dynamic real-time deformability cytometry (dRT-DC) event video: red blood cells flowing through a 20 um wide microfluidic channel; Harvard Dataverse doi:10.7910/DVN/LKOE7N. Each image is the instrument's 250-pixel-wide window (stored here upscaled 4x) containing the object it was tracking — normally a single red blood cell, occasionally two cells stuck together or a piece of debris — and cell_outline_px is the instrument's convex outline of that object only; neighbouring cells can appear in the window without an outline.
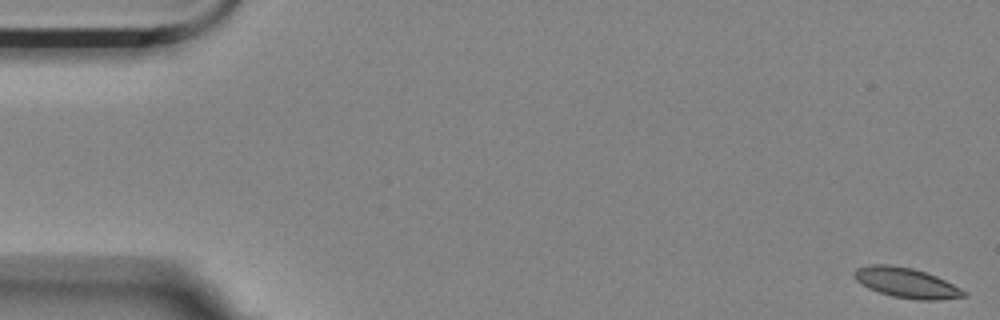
{"species": "Egyptian fruit bat (a non-hibernating species)", "species_latin": "Rousettus aegyptiacus", "temperature_condition": "room temperature", "stored_images_in_passage": 57, "camera_frame_rate_fps": 3000, "um_per_image_px": 0.085, "animal": {"sex": "female"}, "frame": {"image": 1, "passage_image": 1, "time_ms": 0.0, "image_size_px": [1000, 320], "cell_outline_px": [[968, 296], [936, 300], [916, 300], [892, 296], [868, 288], [856, 280], [852, 276], [852, 272], [856, 268], [868, 264], [888, 264], [912, 268], [936, 276], [968, 292]], "centroid_in_image_um": [77.01, 24.03], "position_along_channel_um": 8.0, "area_um2": 19.25}}
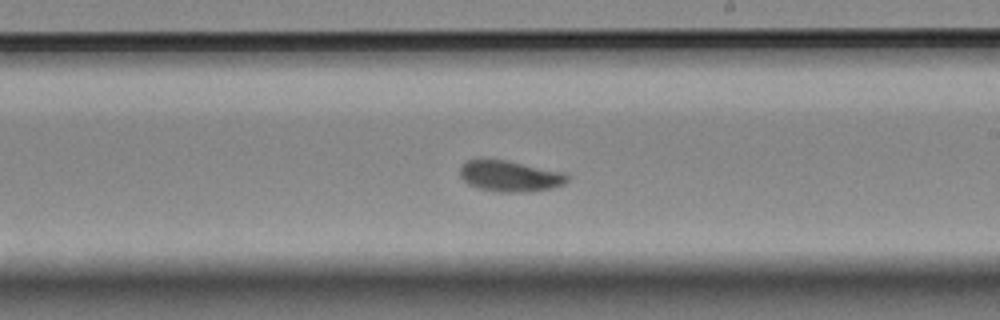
{"frame": {"image": 2, "passage_image": 33, "time_ms": 10.667, "image_size_px": [1000, 320], "cell_outline_px": [[572, 176], [564, 184], [552, 188], [524, 192], [496, 192], [480, 188], [468, 184], [460, 176], [460, 168], [468, 160], [480, 156], [508, 160], [568, 172]], "centroid_in_image_um": [43.38, 14.92], "position_along_channel_um": 245.6, "area_um2": 20.17}}
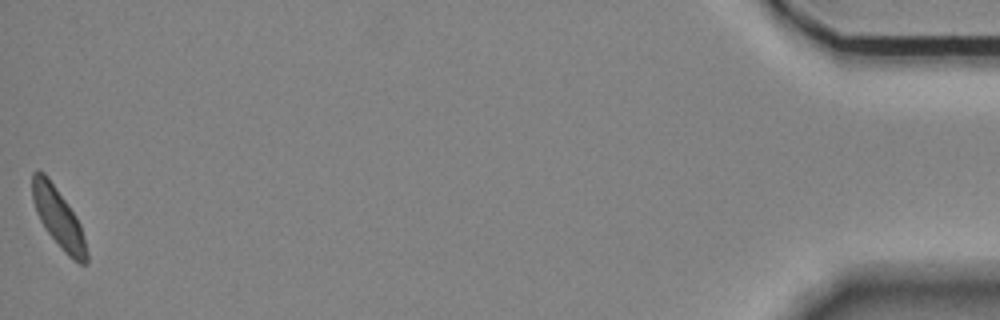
{"frame": {"image": 3, "passage_image": 57, "time_ms": 18.667, "image_size_px": [1000, 320], "cell_outline_px": [[88, 264], [80, 264], [72, 260], [60, 248], [44, 228], [36, 212], [32, 200], [32, 172], [44, 172], [48, 176], [68, 204], [76, 216], [80, 224], [88, 252]], "centroid_in_image_um": [4.97, 18.55], "position_along_channel_um": 430.2, "area_um2": 18.96}, "authors_computed_cell_mechanics": {"area_um2": 18.9584, "velocity_mm_per_s": 3.4972, "shape_relaxation_time_tau1_ms": 2.8134, "shape_relaxation_time_tau2_ms": 9.686, "deformation_change_tau1": 0.086, "deformation_change_tau2": 0.1399}}